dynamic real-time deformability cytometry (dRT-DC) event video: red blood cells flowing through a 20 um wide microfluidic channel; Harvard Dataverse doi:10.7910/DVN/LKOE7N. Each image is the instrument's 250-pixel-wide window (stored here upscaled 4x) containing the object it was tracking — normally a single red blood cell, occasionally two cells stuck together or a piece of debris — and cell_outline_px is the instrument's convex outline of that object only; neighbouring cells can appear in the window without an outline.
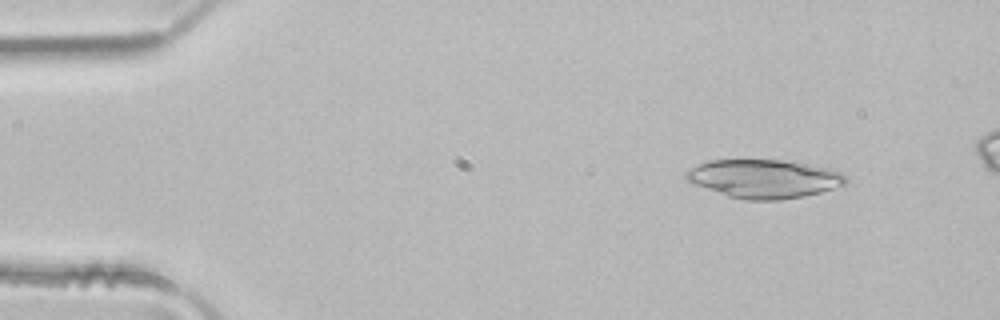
{"species": "common noctule bat (a hibernating species)", "species_latin": "Nyctalus noctula", "temperature_condition": "room temperature", "stored_images_in_passage": 4, "camera_frame_rate_fps": 3000, "um_per_image_px": 0.085, "animal": {"sex": "male", "body_mass_g": 21.5, "forearm_length_mm": 52.0}, "frame": {"image": 1, "passage_image": 1, "time_ms": 0.0, "image_size_px": [1000, 320], "cell_outline_px": [[848, 180], [844, 184], [820, 192], [804, 196], [780, 200], [744, 200], [728, 196], [696, 184], [688, 180], [684, 176], [684, 172], [688, 168], [696, 164], [708, 160], [780, 160], [828, 168], [840, 172]], "centroid_in_image_um": [64.89, 15.19], "position_along_channel_um": 20.1, "area_um2": 35.55}}